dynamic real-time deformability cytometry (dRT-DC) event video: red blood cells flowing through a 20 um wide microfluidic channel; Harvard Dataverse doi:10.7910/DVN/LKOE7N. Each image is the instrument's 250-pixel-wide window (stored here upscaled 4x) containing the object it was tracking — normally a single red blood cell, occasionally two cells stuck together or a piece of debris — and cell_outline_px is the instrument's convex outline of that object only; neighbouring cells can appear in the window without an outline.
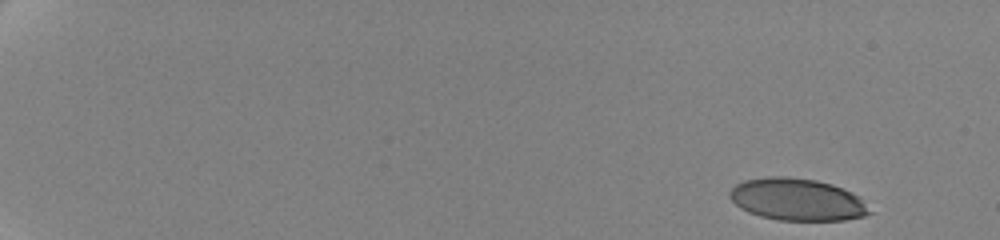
{"species": "human", "species_latin": "Homo sapiens", "temperature_condition": "cold", "stored_images_in_passage": 8, "camera_frame_rate_fps": 3000, "um_per_image_px": 0.085, "donor": {"sex": "female"}, "frame": {"image": 1, "passage_image": 1, "time_ms": 0.0, "image_size_px": [1000, 240], "cell_outline_px": [[872, 212], [864, 216], [844, 220], [780, 220], [760, 216], [748, 212], [740, 208], [728, 196], [728, 192], [736, 184], [744, 180], [768, 176], [788, 176], [816, 180], [832, 184], [852, 192], [860, 196]], "centroid_in_image_um": [67.75, 16.95], "position_along_channel_um": 17.2, "area_um2": 34.51}}
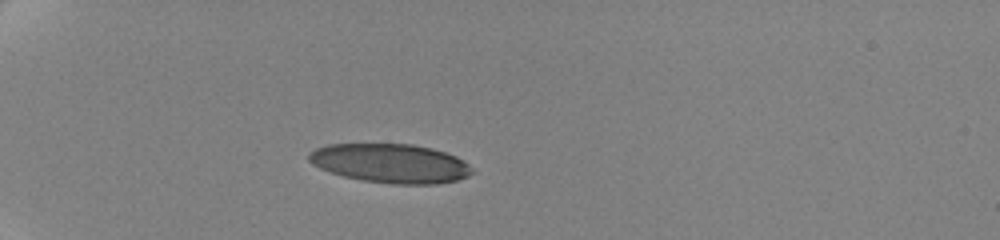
{"frame": {"image": 2, "passage_image": 6, "time_ms": 5.0, "image_size_px": [1000, 240], "cell_outline_px": [[476, 172], [468, 176], [456, 180], [436, 184], [392, 184], [360, 180], [344, 176], [320, 168], [312, 164], [308, 160], [308, 152], [316, 148], [328, 144], [412, 144], [432, 148], [456, 156], [468, 164]], "centroid_in_image_um": [33.19, 13.88], "position_along_channel_um": 51.8, "area_um2": 37.28}}
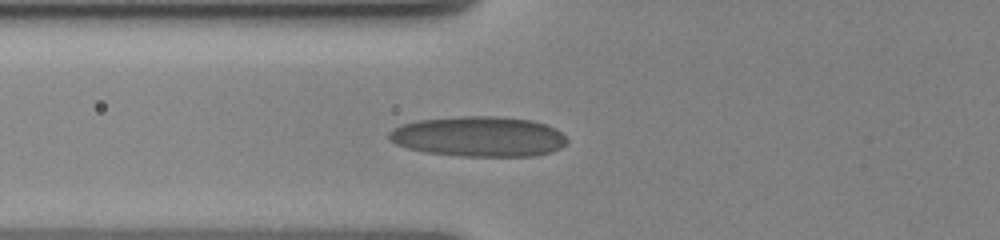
{"frame": {"image": 3, "passage_image": 8, "time_ms": 7.0, "image_size_px": [1000, 240], "cell_outline_px": [[568, 144], [552, 152], [536, 156], [460, 156], [428, 152], [408, 148], [396, 144], [388, 136], [388, 132], [404, 124], [420, 120], [460, 116], [496, 116], [532, 120], [556, 128], [568, 140]], "centroid_in_image_um": [40.76, 11.61], "position_along_channel_um": 85.0, "area_um2": 41.62}}